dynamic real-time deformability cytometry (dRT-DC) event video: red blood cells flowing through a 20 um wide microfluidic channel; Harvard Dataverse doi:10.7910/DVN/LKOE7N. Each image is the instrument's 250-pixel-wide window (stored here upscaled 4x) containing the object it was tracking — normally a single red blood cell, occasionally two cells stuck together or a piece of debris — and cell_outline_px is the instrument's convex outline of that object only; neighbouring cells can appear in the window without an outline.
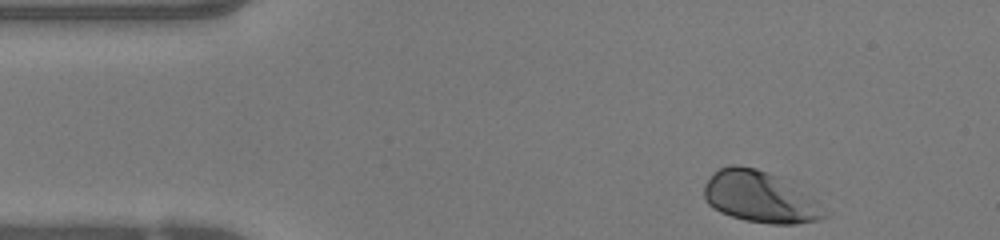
{"species": "human", "species_latin": "Homo sapiens", "temperature_condition": "warm", "stored_images_in_passage": 36, "camera_frame_rate_fps": 3000, "um_per_image_px": 0.085, "donor": {"sex": "female"}, "frame": {"image": 1, "passage_image": 1, "time_ms": 0.0, "image_size_px": [1000, 240], "cell_outline_px": [[828, 216], [816, 220], [796, 224], [772, 224], [744, 220], [720, 212], [712, 208], [704, 200], [704, 184], [712, 172], [728, 164], [736, 164], [756, 168], [780, 176], [812, 196], [816, 200]], "centroid_in_image_um": [64.56, 16.72], "position_along_channel_um": 20.4, "area_um2": 36.36}}
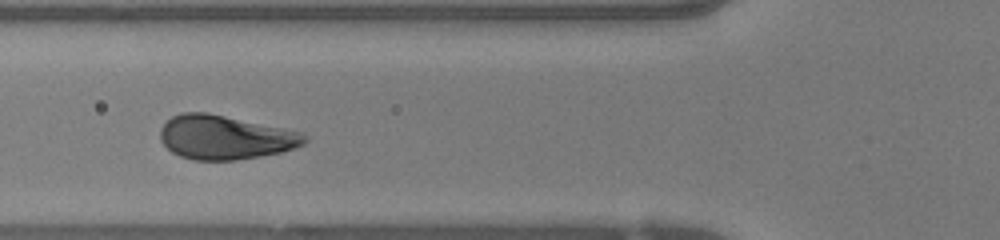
{"frame": {"image": 2, "passage_image": 13, "time_ms": 4.0, "image_size_px": [1000, 240], "cell_outline_px": [[308, 140], [304, 144], [296, 148], [280, 152], [260, 156], [236, 160], [192, 160], [180, 156], [172, 152], [160, 140], [160, 128], [172, 116], [180, 112], [208, 112], [304, 132], [308, 136]], "centroid_in_image_um": [19.16, 11.67], "position_along_channel_um": 106.6, "area_um2": 37.34}}
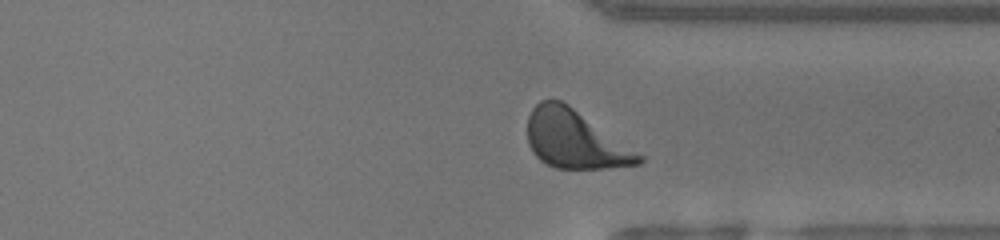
{"frame": {"image": 3, "passage_image": 32, "time_ms": 10.333, "image_size_px": [1000, 240], "cell_outline_px": [[644, 160], [640, 164], [604, 168], [556, 168], [540, 160], [532, 152], [528, 144], [528, 116], [532, 108], [540, 100], [560, 100], [568, 104], [644, 156]], "centroid_in_image_um": [48.85, 11.85], "position_along_channel_um": 362.5, "area_um2": 37.4}, "authors_computed_cell_mechanics": {"area_um2": 37.1654, "velocity_mm_per_s": 4.0532, "shape_relaxation_time_tau1_ms": 1.3938, "shape_relaxation_time_tau2_ms": null, "deformation_change_tau1": 0.1338, "deformation_change_tau2": null}}